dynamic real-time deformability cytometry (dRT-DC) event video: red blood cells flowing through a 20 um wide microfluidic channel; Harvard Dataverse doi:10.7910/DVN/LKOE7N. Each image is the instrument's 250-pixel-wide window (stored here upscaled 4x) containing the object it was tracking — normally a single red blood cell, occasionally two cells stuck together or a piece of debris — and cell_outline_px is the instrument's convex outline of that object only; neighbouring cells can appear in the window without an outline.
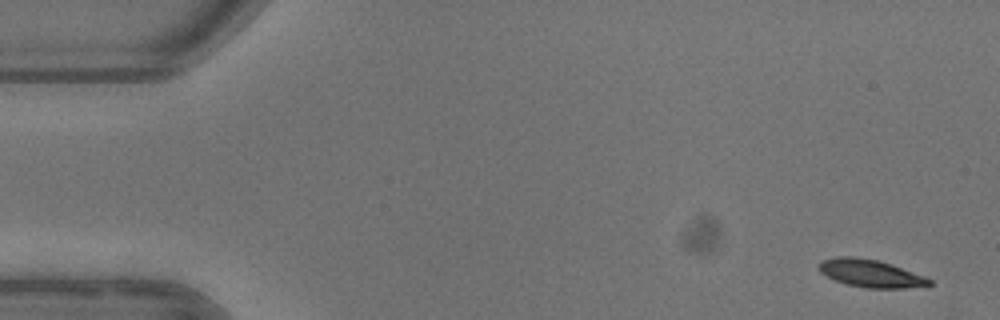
{"species": "common noctule bat (a hibernating species)", "species_latin": "Nyctalus noctula", "temperature_condition": "warm", "stored_images_in_passage": 6, "camera_frame_rate_fps": 3000, "um_per_image_px": 0.085, "animal": {"sex": "female"}, "frame": {"image": 1, "passage_image": 1, "time_ms": 0.0, "image_size_px": [1000, 320], "cell_outline_px": [[932, 284], [904, 288], [864, 288], [848, 284], [836, 280], [820, 272], [820, 264], [824, 260], [836, 256], [852, 256], [876, 260], [892, 264], [924, 276], [932, 280]], "centroid_in_image_um": [74.02, 23.23], "position_along_channel_um": 11.0, "area_um2": 17.46}}
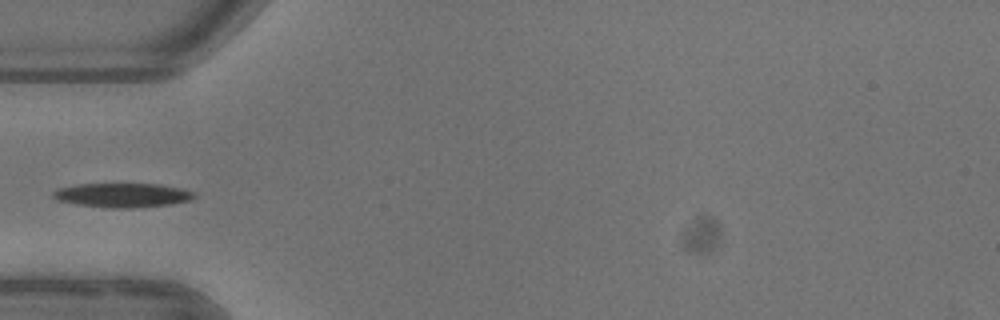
{"frame": {"image": 2, "passage_image": 5, "time_ms": 5.0, "image_size_px": [1000, 320], "cell_outline_px": [[196, 196], [192, 200], [168, 204], [132, 208], [104, 208], [56, 200], [52, 196], [52, 192], [56, 188], [76, 184], [160, 184], [180, 188], [196, 192]], "centroid_in_image_um": [10.4, 16.58], "position_along_channel_um": 74.6, "area_um2": 20.0}}
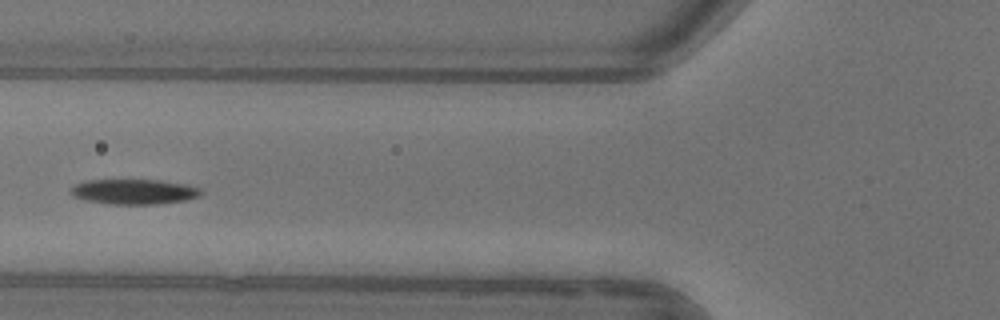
{"frame": {"image": 3, "passage_image": 6, "time_ms": 6.0, "image_size_px": [1000, 320], "cell_outline_px": [[204, 192], [200, 196], [184, 200], [156, 204], [112, 204], [84, 200], [72, 196], [68, 192], [76, 184], [84, 180], [160, 180], [188, 184], [200, 188]], "centroid_in_image_um": [11.39, 16.29], "position_along_channel_um": 114.4, "area_um2": 19.19}}